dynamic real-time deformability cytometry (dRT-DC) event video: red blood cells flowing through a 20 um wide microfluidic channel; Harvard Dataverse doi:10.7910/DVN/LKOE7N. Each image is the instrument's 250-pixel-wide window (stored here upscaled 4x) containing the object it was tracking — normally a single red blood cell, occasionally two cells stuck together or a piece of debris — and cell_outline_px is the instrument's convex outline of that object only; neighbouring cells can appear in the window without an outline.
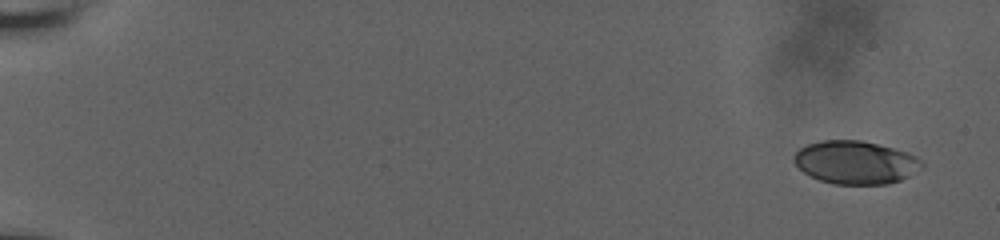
{"species": "human", "species_latin": "Homo sapiens", "temperature_condition": "room temperature", "stored_images_in_passage": 53, "camera_frame_rate_fps": 3000, "um_per_image_px": 0.085, "donor": {"sex": "male"}, "frame": {"image": 1, "passage_image": 1, "time_ms": 0.0, "image_size_px": [1000, 240], "cell_outline_px": [[924, 164], [908, 176], [900, 180], [888, 184], [832, 184], [820, 180], [804, 172], [792, 160], [792, 156], [800, 148], [808, 144], [820, 140], [860, 140], [908, 152], [924, 160]], "centroid_in_image_um": [72.71, 13.8], "position_along_channel_um": 12.3, "area_um2": 32.02}}
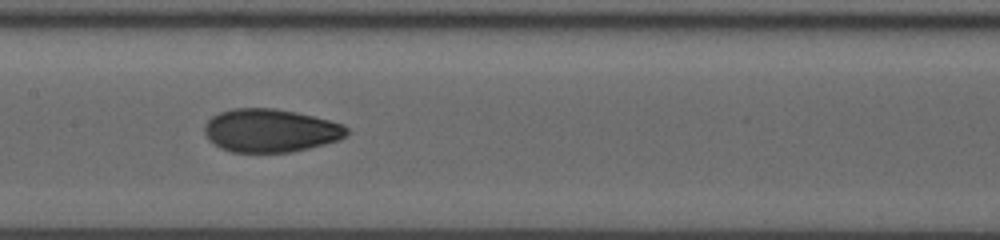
{"frame": {"image": 2, "passage_image": 28, "time_ms": 9.667, "image_size_px": [1000, 240], "cell_outline_px": [[348, 132], [340, 140], [292, 152], [232, 152], [220, 148], [208, 140], [204, 132], [204, 124], [212, 116], [220, 112], [232, 108], [276, 108], [296, 112], [344, 124], [348, 128]], "centroid_in_image_um": [22.96, 11.09], "position_along_channel_um": 184.4, "area_um2": 35.95}}
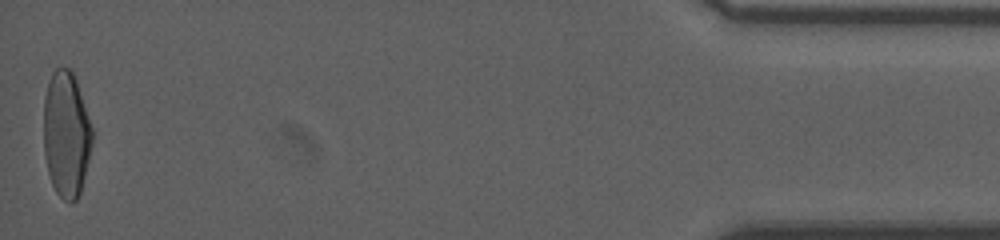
{"frame": {"image": 3, "passage_image": 53, "time_ms": 18.333, "image_size_px": [1000, 240], "cell_outline_px": [[92, 144], [80, 192], [76, 200], [72, 204], [68, 204], [56, 192], [52, 184], [48, 172], [44, 152], [44, 96], [48, 80], [52, 72], [56, 68], [72, 68], [92, 128]], "centroid_in_image_um": [5.62, 11.4], "position_along_channel_um": 429.6, "area_um2": 35.6}, "authors_computed_cell_mechanics": {"area_um2": 35.0268, "velocity_mm_per_s": 3.7726, "shape_relaxation_time_tau1_ms": null, "shape_relaxation_time_tau2_ms": 1.6013, "deformation_change_tau1": null, "deformation_change_tau2": 0.0662}}